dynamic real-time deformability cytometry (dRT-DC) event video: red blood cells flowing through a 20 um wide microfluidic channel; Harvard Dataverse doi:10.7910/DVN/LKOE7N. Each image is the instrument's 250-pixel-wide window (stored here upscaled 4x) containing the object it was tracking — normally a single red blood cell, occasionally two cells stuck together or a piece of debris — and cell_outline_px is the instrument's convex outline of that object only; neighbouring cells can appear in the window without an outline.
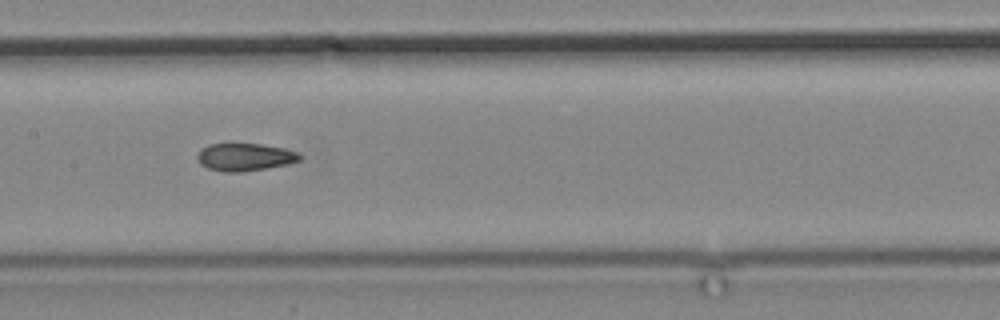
{"species": "common noctule bat (a hibernating species)", "species_latin": "Nyctalus noctula", "temperature_condition": "cold", "stored_images_in_passage": 16, "camera_frame_rate_fps": 3000, "um_per_image_px": 0.085, "animal": {"sex": "male", "body_mass_g": 19.2, "forearm_length_mm": 51.8}, "frame": {"image": 1, "passage_image": 14, "time_ms": 16.0, "image_size_px": [1000, 320], "cell_outline_px": [[300, 160], [288, 164], [244, 172], [224, 172], [208, 168], [200, 164], [196, 156], [200, 148], [208, 144], [232, 140], [260, 144], [284, 148], [296, 152], [300, 156]], "centroid_in_image_um": [20.72, 13.3], "position_along_channel_um": 186.7, "area_um2": 17.22}}
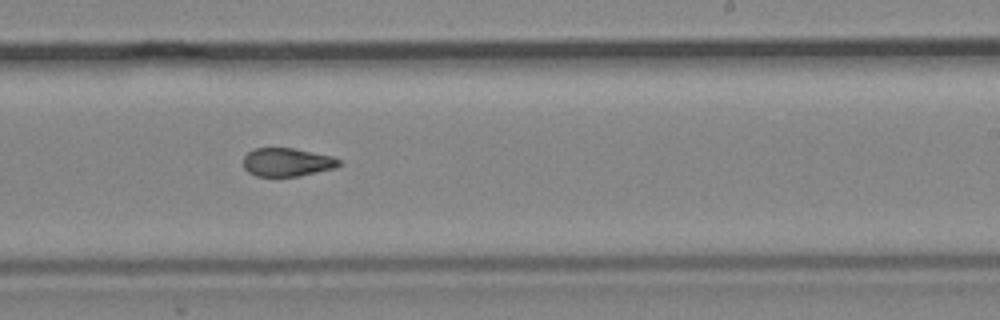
{"frame": {"image": 2, "passage_image": 16, "time_ms": 18.333, "image_size_px": [1000, 320], "cell_outline_px": [[340, 164], [336, 168], [300, 176], [256, 176], [248, 172], [244, 168], [244, 156], [248, 152], [256, 148], [292, 148], [332, 156], [340, 160]], "centroid_in_image_um": [24.4, 13.79], "position_along_channel_um": 264.6, "area_um2": 15.78}}